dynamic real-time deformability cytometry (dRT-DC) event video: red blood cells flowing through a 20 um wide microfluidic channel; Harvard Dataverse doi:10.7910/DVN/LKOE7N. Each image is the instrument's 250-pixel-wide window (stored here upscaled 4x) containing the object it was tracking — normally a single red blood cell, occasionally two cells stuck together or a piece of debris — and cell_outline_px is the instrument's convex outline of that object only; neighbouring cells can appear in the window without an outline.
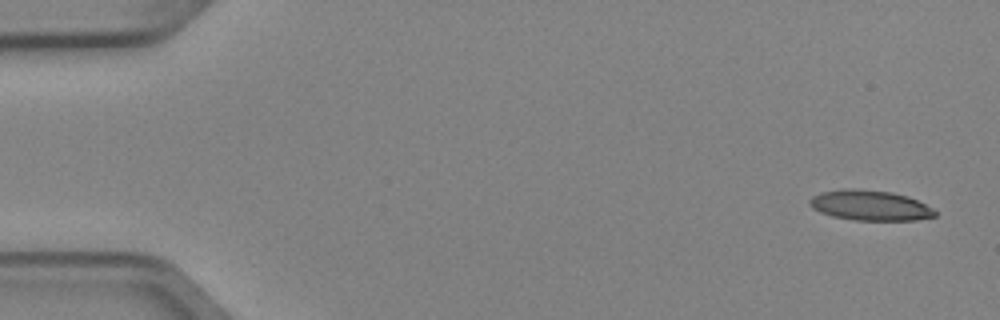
{"species": "Egyptian fruit bat (a non-hibernating species)", "species_latin": "Rousettus aegyptiacus", "temperature_condition": "cold", "stored_images_in_passage": 4, "camera_frame_rate_fps": 3000, "um_per_image_px": 0.085, "animal": {"sex": "female"}, "frame": {"image": 1, "passage_image": 1, "time_ms": 0.0, "image_size_px": [1000, 320], "cell_outline_px": [[936, 216], [916, 220], [856, 220], [832, 216], [820, 212], [812, 208], [808, 204], [808, 200], [812, 196], [820, 192], [844, 188], [860, 188], [892, 192], [908, 196], [932, 208], [936, 212]], "centroid_in_image_um": [73.91, 17.44], "position_along_channel_um": 11.1, "area_um2": 22.25}}
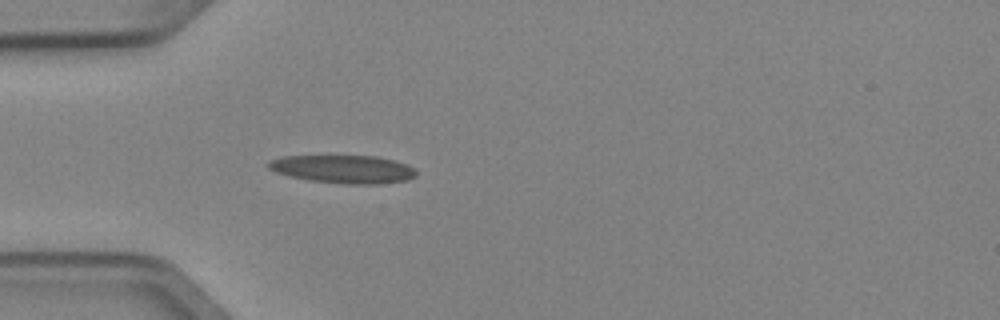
{"frame": {"image": 2, "passage_image": 4, "time_ms": 1.0, "image_size_px": [1000, 320], "cell_outline_px": [[416, 176], [408, 180], [376, 184], [344, 184], [308, 180], [276, 172], [268, 168], [268, 160], [280, 156], [376, 156], [408, 164], [416, 168]], "centroid_in_image_um": [29.2, 14.37], "position_along_channel_um": 55.8, "area_um2": 24.28}}